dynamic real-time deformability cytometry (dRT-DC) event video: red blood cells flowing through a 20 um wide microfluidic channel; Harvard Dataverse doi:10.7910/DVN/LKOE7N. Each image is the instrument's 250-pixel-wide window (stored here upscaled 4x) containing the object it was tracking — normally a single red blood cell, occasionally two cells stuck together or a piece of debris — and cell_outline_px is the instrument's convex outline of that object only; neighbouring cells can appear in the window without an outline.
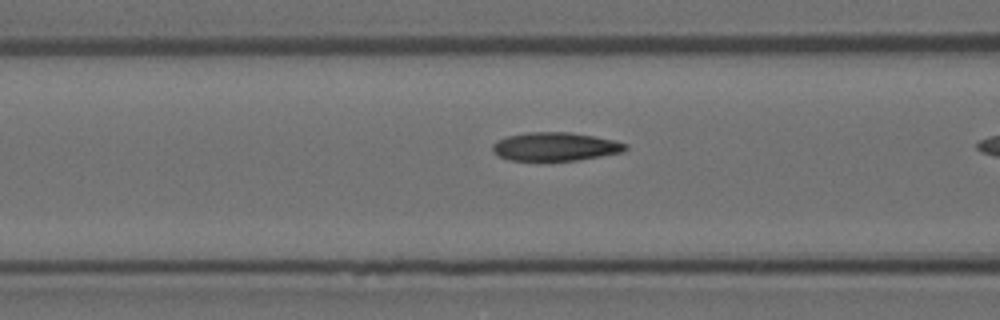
{"species": "Egyptian fruit bat (a non-hibernating species)", "species_latin": "Rousettus aegyptiacus", "temperature_condition": "room temperature", "stored_images_in_passage": 20, "camera_frame_rate_fps": 3000, "um_per_image_px": 0.085, "animal": {"sex": "female"}, "frame": {"image": 1, "passage_image": 19, "time_ms": 6.0, "image_size_px": [1000, 320], "cell_outline_px": [[628, 148], [624, 152], [576, 160], [508, 160], [500, 156], [492, 148], [492, 144], [496, 140], [508, 136], [528, 132], [568, 132], [592, 136], [612, 140], [628, 144]], "centroid_in_image_um": [47.2, 12.46], "position_along_channel_um": 119.4, "area_um2": 21.79}}